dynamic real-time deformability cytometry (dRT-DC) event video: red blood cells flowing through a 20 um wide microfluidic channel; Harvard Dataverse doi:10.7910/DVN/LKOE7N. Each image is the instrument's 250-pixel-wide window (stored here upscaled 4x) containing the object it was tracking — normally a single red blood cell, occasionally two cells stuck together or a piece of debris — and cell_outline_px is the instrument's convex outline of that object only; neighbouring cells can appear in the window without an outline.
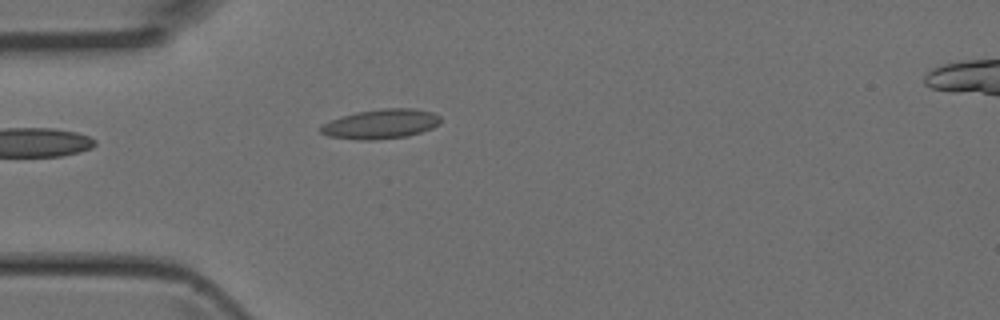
{"species": "Egyptian fruit bat (a non-hibernating species)", "species_latin": "Rousettus aegyptiacus", "temperature_condition": "room temperature", "stored_images_in_passage": 2, "camera_frame_rate_fps": 3000, "um_per_image_px": 0.085, "animal": {"sex": "female"}, "frame": {"image": 1, "passage_image": 2, "time_ms": 0.333, "image_size_px": [1000, 320], "cell_outline_px": [[440, 124], [432, 128], [408, 136], [372, 140], [360, 140], [328, 136], [320, 132], [320, 124], [340, 116], [356, 112], [380, 108], [412, 108], [432, 112], [440, 116]], "centroid_in_image_um": [32.34, 10.53], "position_along_channel_um": 52.7, "area_um2": 20.81}}